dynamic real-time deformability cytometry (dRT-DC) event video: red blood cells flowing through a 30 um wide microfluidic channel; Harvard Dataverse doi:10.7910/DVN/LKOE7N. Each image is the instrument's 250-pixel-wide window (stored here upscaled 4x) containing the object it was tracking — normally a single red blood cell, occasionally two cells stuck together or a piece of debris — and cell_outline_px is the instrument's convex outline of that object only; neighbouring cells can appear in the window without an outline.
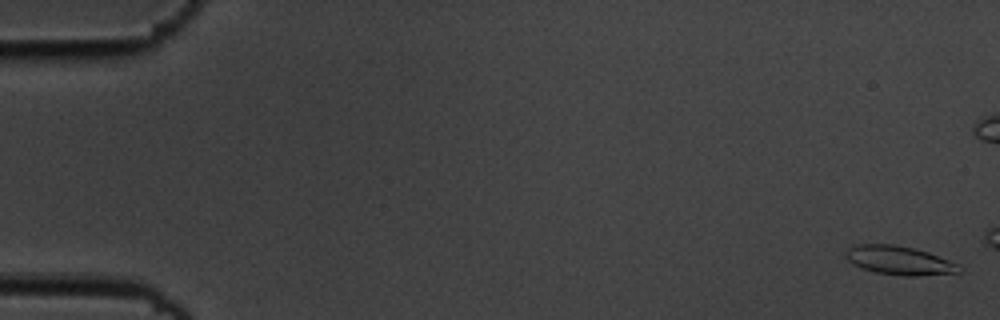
{"species": "common noctule bat (a hibernating species)", "species_latin": "Nyctalus noctula", "temperature_condition": "cold", "stored_images_in_passage": 4, "camera_frame_rate_fps": 3000, "um_per_image_px": 0.085, "animal": {"sex": "male", "body_mass_g": 19.5, "forearm_length_mm": 54.6}, "frame": {"image": 1, "passage_image": 1, "time_ms": 0.0, "image_size_px": [1000, 320], "cell_outline_px": [[964, 268], [960, 272], [916, 276], [904, 276], [876, 272], [860, 268], [852, 264], [844, 256], [844, 252], [848, 248], [856, 244], [892, 244], [916, 248], [928, 252], [960, 264]], "centroid_in_image_um": [76.44, 22.13], "position_along_channel_um": 8.6, "area_um2": 19.31}}